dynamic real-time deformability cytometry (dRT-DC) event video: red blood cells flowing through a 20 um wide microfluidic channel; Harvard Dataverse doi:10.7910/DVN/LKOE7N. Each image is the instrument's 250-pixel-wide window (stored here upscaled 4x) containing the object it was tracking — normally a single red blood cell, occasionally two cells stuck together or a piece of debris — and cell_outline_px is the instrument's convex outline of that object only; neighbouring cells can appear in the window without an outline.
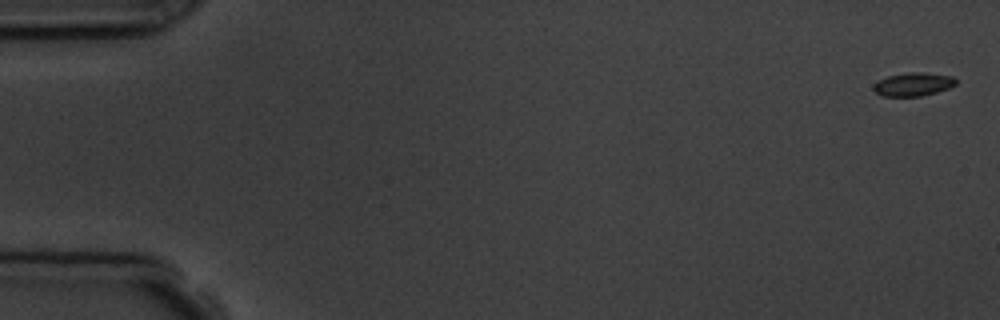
{"species": "common noctule bat (a hibernating species)", "species_latin": "Nyctalus noctula", "temperature_condition": "room temperature", "stored_images_in_passage": 7, "camera_frame_rate_fps": 3000, "um_per_image_px": 0.085, "animal": {"sex": "male", "body_mass_g": 19.5, "forearm_length_mm": 54.6}, "frame": {"image": 1, "passage_image": 1, "time_ms": 0.0, "image_size_px": [1000, 320], "cell_outline_px": [[956, 84], [948, 88], [936, 92], [920, 96], [880, 96], [872, 88], [872, 84], [888, 76], [908, 72], [924, 72], [952, 76], [956, 80]], "centroid_in_image_um": [77.6, 7.16], "position_along_channel_um": 7.4, "area_um2": 11.21}}
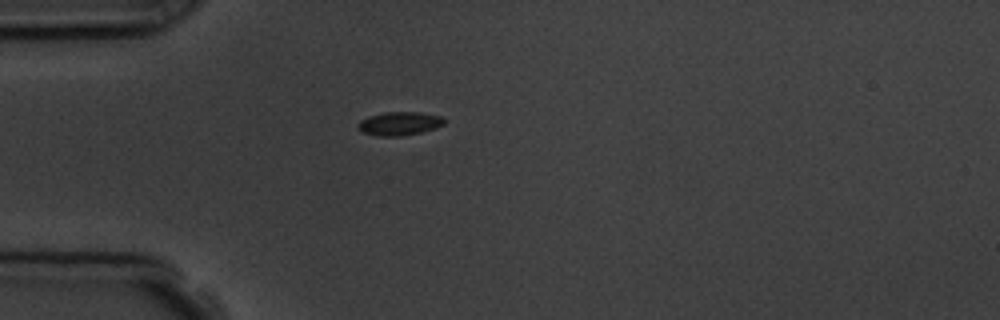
{"frame": {"image": 2, "passage_image": 5, "time_ms": 4.667, "image_size_px": [1000, 320], "cell_outline_px": [[444, 124], [436, 128], [420, 132], [400, 136], [376, 136], [360, 132], [356, 128], [360, 120], [368, 116], [384, 112], [420, 112], [440, 116], [444, 120]], "centroid_in_image_um": [33.89, 10.5], "position_along_channel_um": 51.1, "area_um2": 11.91}}